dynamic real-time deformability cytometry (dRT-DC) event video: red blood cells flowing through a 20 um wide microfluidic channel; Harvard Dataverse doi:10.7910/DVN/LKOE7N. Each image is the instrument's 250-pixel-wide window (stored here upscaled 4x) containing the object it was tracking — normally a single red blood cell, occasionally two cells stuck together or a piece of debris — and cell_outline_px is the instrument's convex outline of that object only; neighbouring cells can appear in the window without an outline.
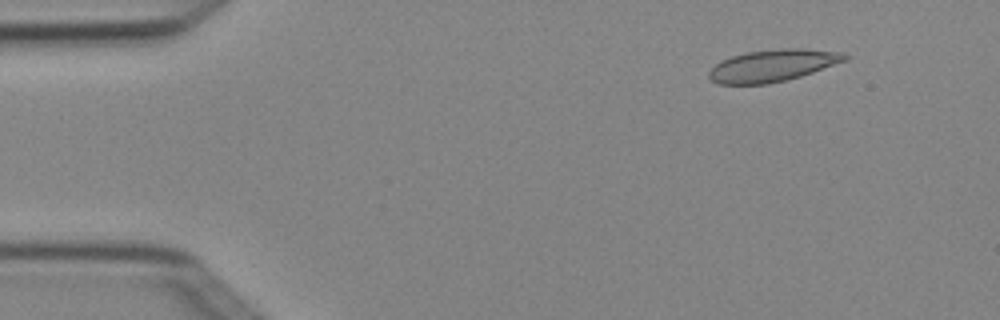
{"species": "Egyptian fruit bat (a non-hibernating species)", "species_latin": "Rousettus aegyptiacus", "temperature_condition": "cold", "stored_images_in_passage": 4, "camera_frame_rate_fps": 3000, "um_per_image_px": 0.085, "animal": {"sex": "female"}, "frame": {"image": 1, "passage_image": 2, "time_ms": 0.333, "image_size_px": [1000, 320], "cell_outline_px": [[848, 60], [800, 76], [768, 84], [720, 84], [712, 80], [708, 76], [708, 72], [720, 60], [732, 56], [748, 52], [780, 48], [804, 48], [844, 52], [848, 56]], "centroid_in_image_um": [65.7, 5.56], "position_along_channel_um": 19.3, "area_um2": 25.32}}